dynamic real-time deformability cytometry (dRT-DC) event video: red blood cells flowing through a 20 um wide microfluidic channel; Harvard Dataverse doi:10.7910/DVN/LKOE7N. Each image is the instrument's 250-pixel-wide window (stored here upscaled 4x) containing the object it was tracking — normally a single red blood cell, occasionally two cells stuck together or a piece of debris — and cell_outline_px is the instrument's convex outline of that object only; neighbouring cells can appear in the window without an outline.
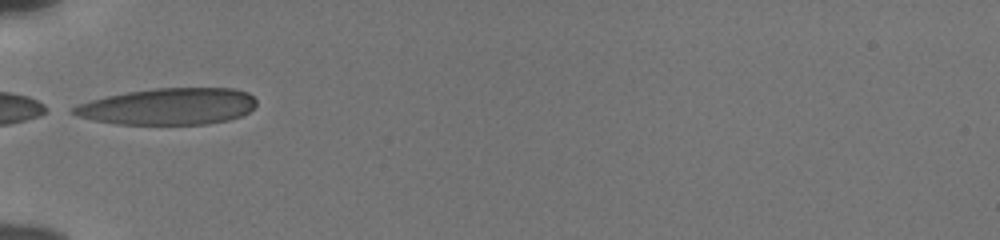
{"species": "human", "species_latin": "Homo sapiens", "temperature_condition": "cold", "stored_images_in_passage": 35, "camera_frame_rate_fps": 3000, "um_per_image_px": 0.085, "donor": {"sex": "male"}, "frame": {"image": 1, "passage_image": 1, "time_ms": 0.0, "image_size_px": [1000, 240], "cell_outline_px": [[256, 104], [248, 112], [240, 116], [228, 120], [208, 124], [116, 124], [92, 120], [76, 116], [68, 112], [68, 108], [76, 104], [108, 96], [128, 92], [156, 88], [232, 88], [248, 92], [256, 100]], "centroid_in_image_um": [14.26, 9.05], "position_along_channel_um": 70.7, "area_um2": 39.19}}
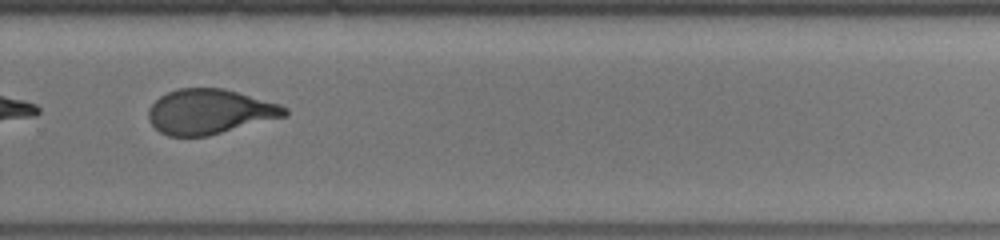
{"frame": {"image": 2, "passage_image": 20, "time_ms": 6.333, "image_size_px": [1000, 240], "cell_outline_px": [[288, 112], [284, 116], [208, 136], [168, 136], [160, 132], [148, 120], [148, 108], [160, 96], [176, 88], [224, 88], [280, 104], [288, 108]], "centroid_in_image_um": [17.79, 9.48], "position_along_channel_um": 312.0, "area_um2": 35.49}}
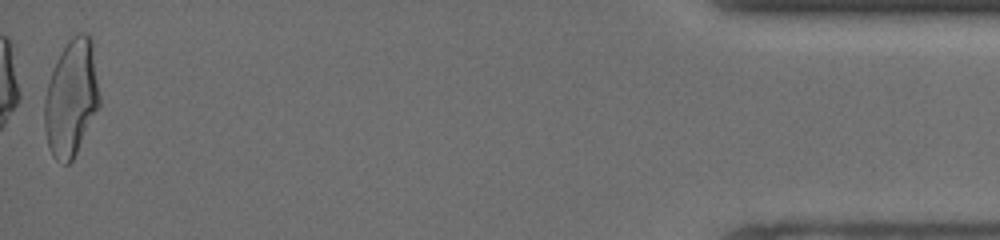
{"frame": {"image": 3, "passage_image": 35, "time_ms": 11.333, "image_size_px": [1000, 240], "cell_outline_px": [[100, 104], [72, 160], [68, 164], [64, 164], [56, 160], [52, 156], [48, 148], [44, 128], [44, 100], [48, 80], [60, 52], [68, 40], [76, 32], [88, 32], [92, 40], [100, 96]], "centroid_in_image_um": [6.05, 8.3], "position_along_channel_um": 429.2, "area_um2": 37.63}, "authors_computed_cell_mechanics": {"area_um2": 36.3562, "velocity_mm_per_s": 3.8553, "shape_relaxation_time_tau1_ms": 4.744, "shape_relaxation_time_tau2_ms": 0.9607, "deformation_change_tau1": 0.1743, "deformation_change_tau2": 0.0794}}